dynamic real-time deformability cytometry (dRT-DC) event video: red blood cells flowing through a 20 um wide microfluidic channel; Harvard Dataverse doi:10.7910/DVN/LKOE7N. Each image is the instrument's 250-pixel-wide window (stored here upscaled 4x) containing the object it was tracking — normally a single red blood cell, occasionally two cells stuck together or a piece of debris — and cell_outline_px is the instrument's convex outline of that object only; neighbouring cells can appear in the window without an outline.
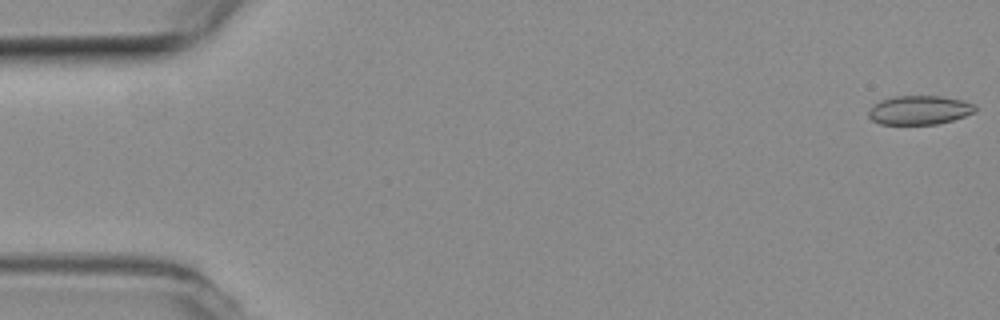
{"species": "common noctule bat (a hibernating species)", "species_latin": "Nyctalus noctula", "temperature_condition": "room temperature", "stored_images_in_passage": 54, "camera_frame_rate_fps": 3000, "um_per_image_px": 0.085, "animal": {"sex": "female", "body_mass_g": 19.3, "forearm_length_mm": 54.1}, "frame": {"image": 1, "passage_image": 1, "time_ms": 0.0, "image_size_px": [1000, 320], "cell_outline_px": [[976, 112], [952, 120], [936, 124], [880, 124], [872, 120], [868, 116], [868, 112], [872, 104], [880, 100], [896, 96], [944, 96], [964, 100], [976, 104]], "centroid_in_image_um": [78.16, 9.35], "position_along_channel_um": 6.8, "area_um2": 18.21}}
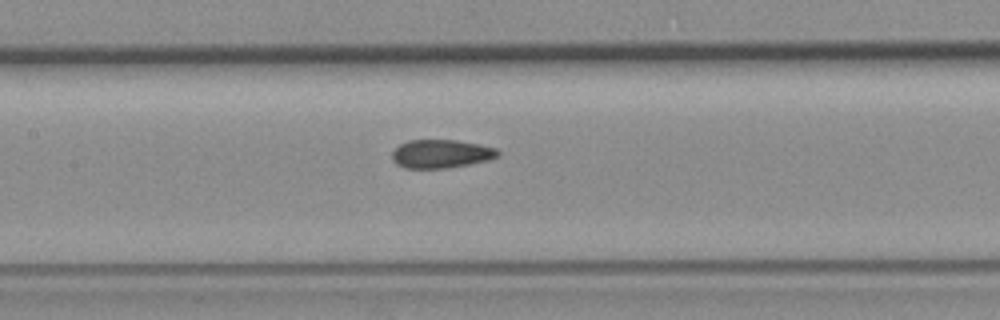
{"frame": {"image": 2, "passage_image": 25, "time_ms": 8.0, "image_size_px": [1000, 320], "cell_outline_px": [[500, 156], [488, 160], [468, 164], [444, 168], [404, 168], [396, 164], [392, 160], [392, 152], [400, 144], [408, 140], [456, 140], [480, 144], [496, 148], [500, 152]], "centroid_in_image_um": [37.49, 13.07], "position_along_channel_um": 169.9, "area_um2": 17.57}}
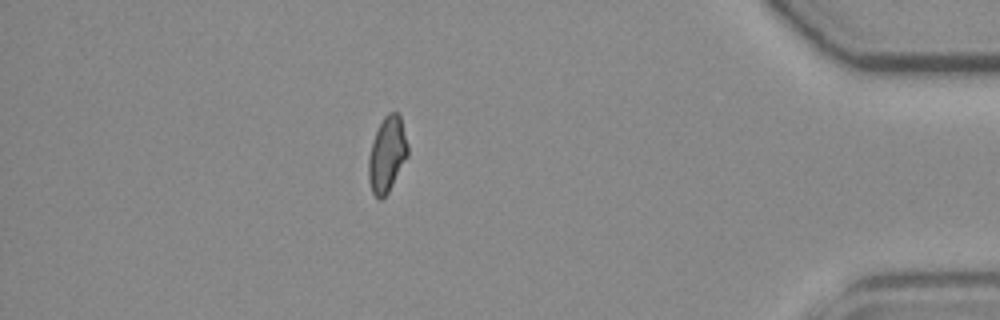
{"frame": {"image": 3, "passage_image": 47, "time_ms": 15.333, "image_size_px": [1000, 320], "cell_outline_px": [[408, 156], [388, 192], [380, 200], [372, 192], [368, 180], [368, 156], [376, 132], [384, 116], [388, 112], [396, 112], [400, 116], [408, 144]], "centroid_in_image_um": [32.9, 13.13], "position_along_channel_um": 402.3, "area_um2": 17.11}, "authors_computed_cell_mechanics": {"area_um2": 17.8891, "velocity_mm_per_s": 3.822, "shape_relaxation_time_tau1_ms": null, "shape_relaxation_time_tau2_ms": 1.6287, "deformation_change_tau1": null, "deformation_change_tau2": 0.0634}}